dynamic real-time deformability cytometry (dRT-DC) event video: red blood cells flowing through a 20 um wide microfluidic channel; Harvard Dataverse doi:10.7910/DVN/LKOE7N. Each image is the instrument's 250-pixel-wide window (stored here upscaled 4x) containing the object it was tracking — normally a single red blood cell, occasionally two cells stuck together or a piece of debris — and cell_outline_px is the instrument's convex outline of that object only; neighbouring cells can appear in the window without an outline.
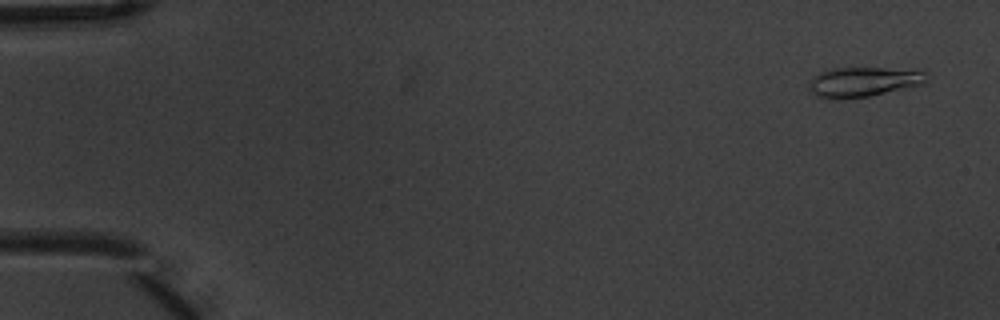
{"species": "common noctule bat (a hibernating species)", "species_latin": "Nyctalus noctula", "temperature_condition": "warm", "stored_images_in_passage": 4, "camera_frame_rate_fps": 3000, "um_per_image_px": 0.085, "animal": {"sex": "male", "body_mass_g": 20.1, "forearm_length_mm": 53.5}, "frame": {"image": 1, "passage_image": 1, "time_ms": 0.0, "image_size_px": [1000, 320], "cell_outline_px": [[928, 84], [868, 96], [828, 100], [816, 96], [808, 88], [808, 84], [812, 76], [820, 72], [836, 68], [928, 68]], "centroid_in_image_um": [73.52, 6.94], "position_along_channel_um": 11.5, "area_um2": 21.27}}